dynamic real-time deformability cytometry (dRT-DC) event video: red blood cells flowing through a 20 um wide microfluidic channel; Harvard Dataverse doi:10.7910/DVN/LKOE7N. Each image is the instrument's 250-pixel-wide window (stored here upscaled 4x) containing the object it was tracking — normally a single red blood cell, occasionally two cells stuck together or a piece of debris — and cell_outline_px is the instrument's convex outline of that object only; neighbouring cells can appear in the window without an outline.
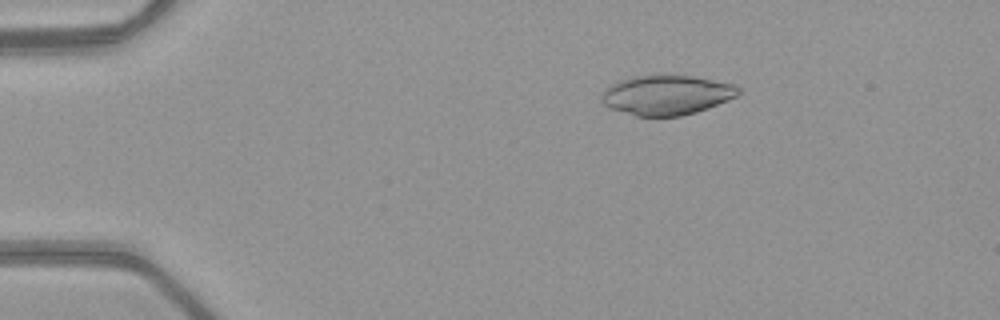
{"species": "common noctule bat (a hibernating species)", "species_latin": "Nyctalus noctula", "temperature_condition": "warm", "stored_images_in_passage": 52, "camera_frame_rate_fps": 3000, "um_per_image_px": 0.085, "animal": {"sex": "female", "body_mass_g": 21.9}, "frame": {"image": 1, "passage_image": 10, "time_ms": 3.0, "image_size_px": [1000, 320], "cell_outline_px": [[740, 92], [736, 96], [728, 100], [696, 112], [680, 116], [636, 116], [608, 108], [604, 104], [604, 92], [612, 84], [620, 80], [632, 76], [692, 76], [732, 84], [740, 88]], "centroid_in_image_um": [56.67, 8.09], "position_along_channel_um": 28.3, "area_um2": 31.04}}
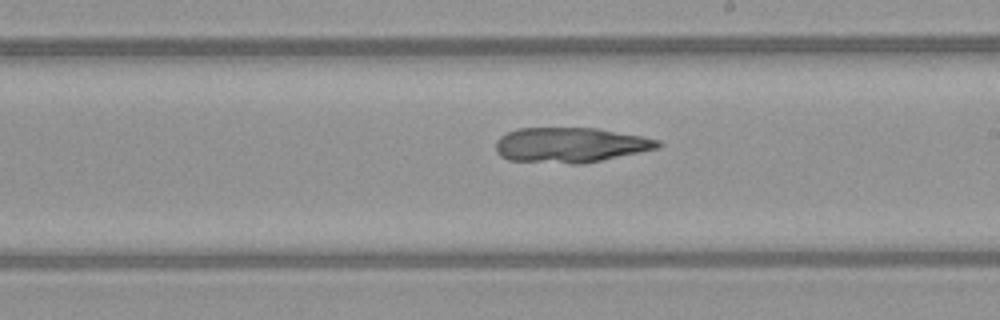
{"frame": {"image": 2, "passage_image": 31, "time_ms": 10.0, "image_size_px": [1000, 320], "cell_outline_px": [[664, 144], [660, 148], [584, 164], [568, 164], [508, 160], [500, 156], [496, 152], [496, 140], [500, 136], [516, 128], [596, 128], [640, 136], [660, 140]], "centroid_in_image_um": [48.48, 12.33], "position_along_channel_um": 240.5, "area_um2": 33.41}}
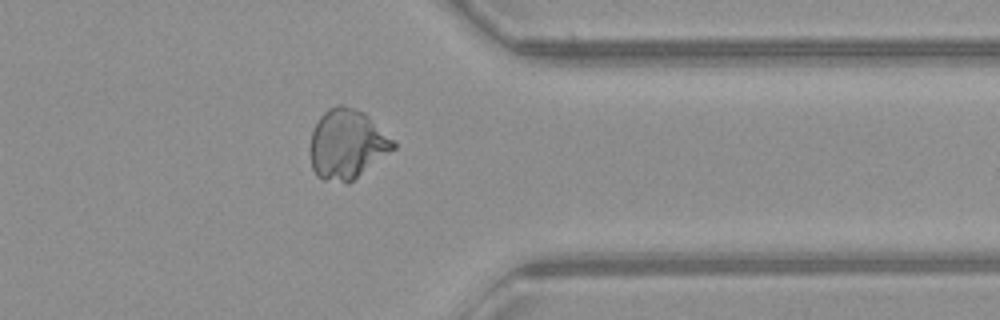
{"frame": {"image": 3, "passage_image": 42, "time_ms": 13.667, "image_size_px": [1000, 320], "cell_outline_px": [[396, 148], [348, 184], [324, 180], [316, 176], [312, 168], [312, 132], [320, 116], [328, 108], [336, 104], [344, 104], [364, 112], [396, 144]], "centroid_in_image_um": [29.5, 12.26], "position_along_channel_um": 381.9, "area_um2": 33.41}}